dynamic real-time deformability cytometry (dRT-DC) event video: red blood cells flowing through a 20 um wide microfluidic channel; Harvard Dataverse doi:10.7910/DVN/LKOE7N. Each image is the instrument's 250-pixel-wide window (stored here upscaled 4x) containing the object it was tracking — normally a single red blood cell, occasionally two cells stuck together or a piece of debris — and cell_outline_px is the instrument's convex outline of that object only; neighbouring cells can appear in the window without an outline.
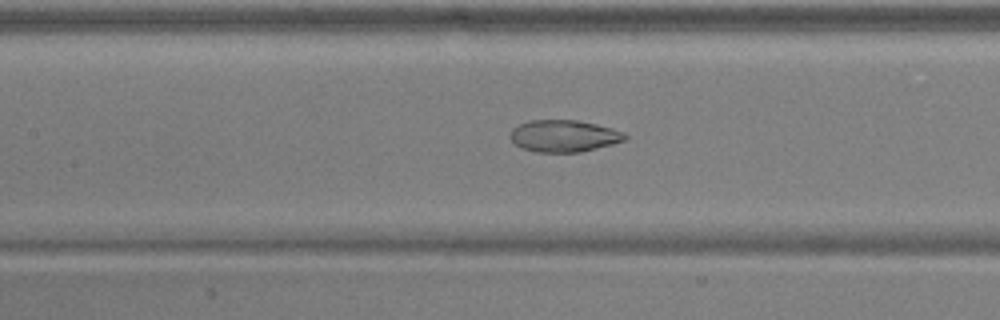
{"species": "common noctule bat (a hibernating species)", "species_latin": "Nyctalus noctula", "temperature_condition": "warm", "stored_images_in_passage": 50, "camera_frame_rate_fps": 3000, "um_per_image_px": 0.085, "animal": {"sex": "male", "body_mass_g": 17.9, "forearm_length_mm": 54.2}, "frame": {"image": 1, "passage_image": 23, "time_ms": 7.333, "image_size_px": [1000, 320], "cell_outline_px": [[628, 136], [624, 140], [612, 144], [580, 152], [536, 152], [520, 148], [512, 140], [512, 128], [528, 120], [576, 120], [596, 124], [612, 128], [624, 132]], "centroid_in_image_um": [47.94, 11.55], "position_along_channel_um": 159.5, "area_um2": 21.21}}
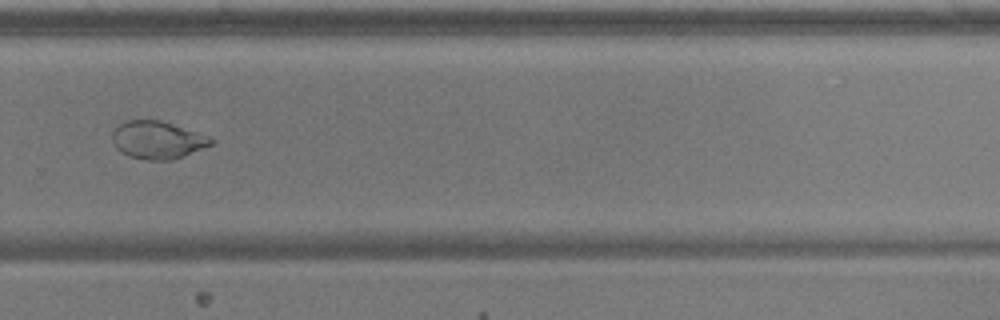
{"frame": {"image": 2, "passage_image": 35, "time_ms": 11.333, "image_size_px": [1000, 320], "cell_outline_px": [[216, 140], [212, 144], [184, 156], [172, 160], [148, 160], [128, 156], [120, 152], [116, 148], [112, 140], [112, 132], [120, 124], [128, 120], [160, 120], [208, 136]], "centroid_in_image_um": [13.37, 11.91], "position_along_channel_um": 316.4, "area_um2": 21.56}}
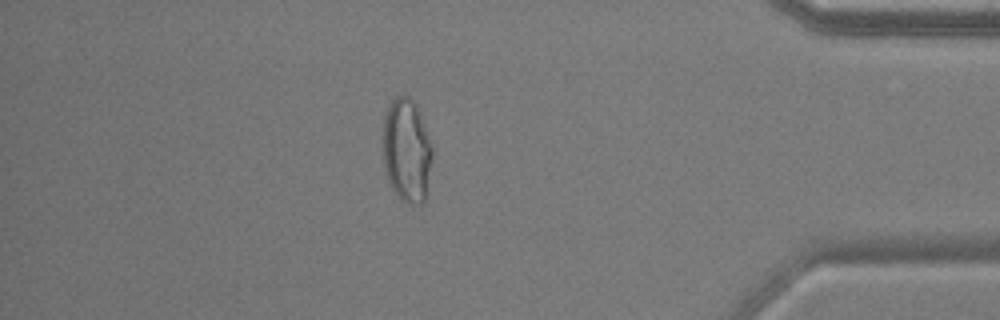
{"frame": {"image": 3, "passage_image": 44, "time_ms": 14.333, "image_size_px": [1000, 320], "cell_outline_px": [[432, 160], [424, 200], [420, 204], [408, 204], [400, 200], [392, 188], [388, 180], [384, 164], [384, 116], [392, 100], [396, 96], [408, 96], [416, 104], [428, 132], [432, 148]], "centroid_in_image_um": [34.58, 12.79], "position_along_channel_um": 400.6, "area_um2": 29.65}, "authors_computed_cell_mechanics": {"area_um2": 26.299, "velocity_mm_per_s": 3.941, "shape_relaxation_time_tau1_ms": 7.5054, "shape_relaxation_time_tau2_ms": 1.1212, "deformation_change_tau1": 0.2483, "deformation_change_tau2": 0.0517}}